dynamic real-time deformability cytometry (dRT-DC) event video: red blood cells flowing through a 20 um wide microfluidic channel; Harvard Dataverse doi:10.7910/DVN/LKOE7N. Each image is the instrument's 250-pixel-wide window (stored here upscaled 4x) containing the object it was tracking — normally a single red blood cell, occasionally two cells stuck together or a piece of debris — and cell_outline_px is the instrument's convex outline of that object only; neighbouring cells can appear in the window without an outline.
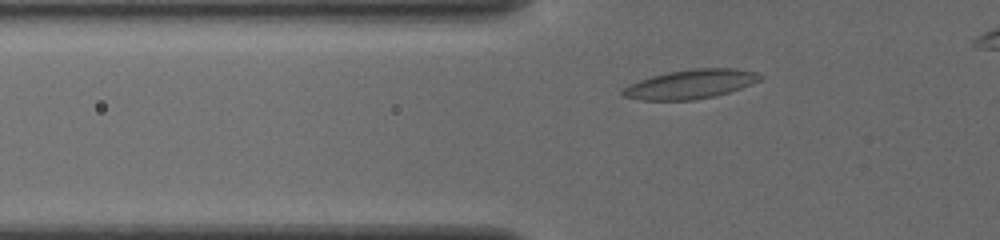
{"species": "common noctule bat (a hibernating species)", "species_latin": "Nyctalus noctula", "temperature_condition": "cold", "stored_images_in_passage": 35, "camera_frame_rate_fps": 3000, "um_per_image_px": 0.085, "animal": {"sex": "female", "body_mass_g": 19.5, "forearm_length_mm": 54.1}, "frame": {"image": 1, "passage_image": 4, "time_ms": 1.0, "image_size_px": [1000, 240], "cell_outline_px": [[764, 76], [760, 80], [740, 88], [716, 96], [692, 100], [640, 100], [624, 96], [620, 92], [628, 84], [652, 76], [668, 72], [692, 68], [736, 68], [756, 72]], "centroid_in_image_um": [58.7, 7.15], "position_along_channel_um": 67.1, "area_um2": 23.29}}
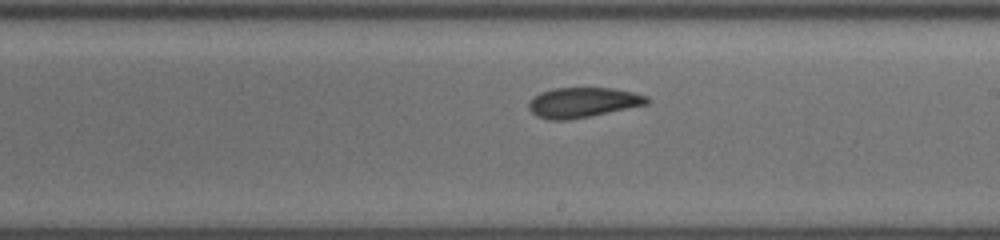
{"frame": {"image": 2, "passage_image": 18, "time_ms": 5.667, "image_size_px": [1000, 240], "cell_outline_px": [[652, 100], [648, 104], [592, 116], [568, 120], [548, 120], [536, 116], [528, 108], [528, 100], [532, 96], [540, 92], [552, 88], [612, 88], [632, 92], [648, 96]], "centroid_in_image_um": [49.52, 8.71], "position_along_channel_um": 239.5, "area_um2": 21.04}}
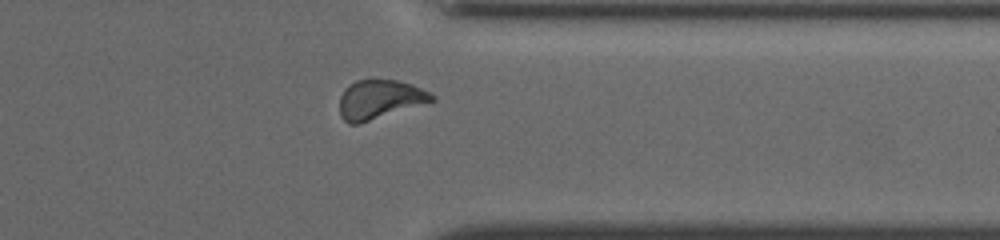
{"frame": {"image": 3, "passage_image": 29, "time_ms": 9.333, "image_size_px": [1000, 240], "cell_outline_px": [[436, 100], [356, 124], [348, 124], [340, 116], [340, 96], [344, 88], [348, 84], [356, 80], [368, 76], [396, 80], [412, 84], [436, 96]], "centroid_in_image_um": [32.23, 8.39], "position_along_channel_um": 379.2, "area_um2": 21.33}}